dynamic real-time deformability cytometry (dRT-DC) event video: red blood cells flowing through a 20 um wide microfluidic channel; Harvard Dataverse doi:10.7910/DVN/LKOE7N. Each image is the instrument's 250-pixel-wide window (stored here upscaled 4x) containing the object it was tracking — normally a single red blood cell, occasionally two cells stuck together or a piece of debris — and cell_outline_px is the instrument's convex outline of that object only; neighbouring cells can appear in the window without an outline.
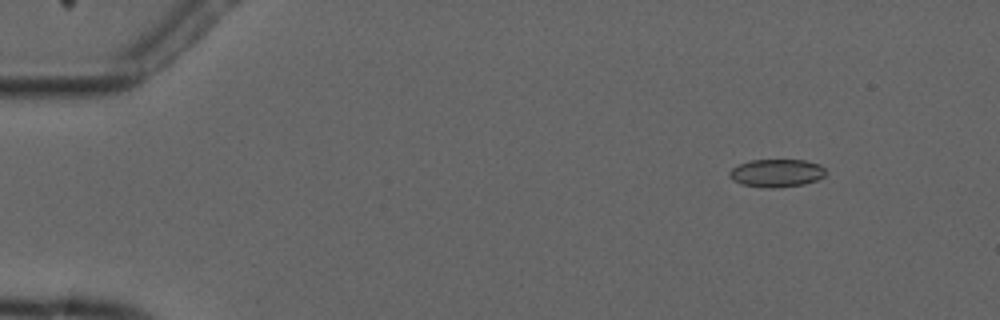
{"species": "common noctule bat (a hibernating species)", "species_latin": "Nyctalus noctula", "temperature_condition": "cold", "stored_images_in_passage": 7, "camera_frame_rate_fps": 3000, "um_per_image_px": 0.085, "animal": {"sex": "male", "forearm_length_mm": 52.5}, "frame": {"image": 1, "passage_image": 3, "time_ms": 2.0, "image_size_px": [1000, 320], "cell_outline_px": [[824, 176], [816, 180], [804, 184], [776, 188], [768, 188], [740, 184], [732, 180], [728, 176], [728, 172], [732, 168], [740, 164], [752, 160], [804, 160], [820, 164], [824, 168]], "centroid_in_image_um": [65.98, 14.71], "position_along_channel_um": 19.0, "area_um2": 15.66}}
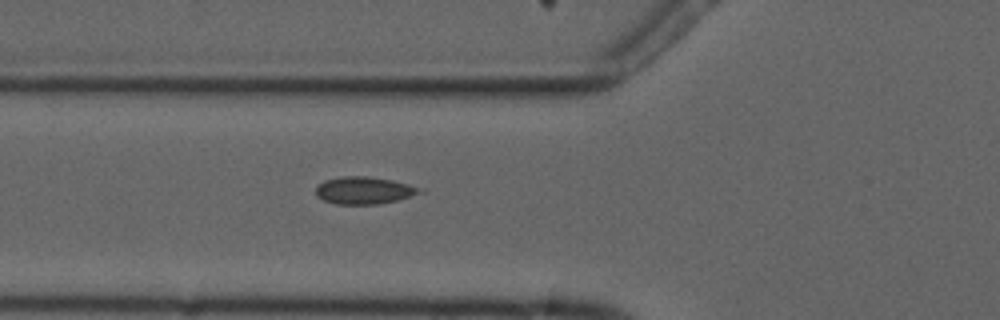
{"frame": {"image": 2, "passage_image": 7, "time_ms": 6.667, "image_size_px": [1000, 320], "cell_outline_px": [[424, 192], [400, 200], [380, 204], [336, 204], [324, 200], [316, 196], [316, 184], [324, 180], [344, 176], [368, 176], [392, 180], [424, 188]], "centroid_in_image_um": [30.97, 16.18], "position_along_channel_um": 94.8, "area_um2": 16.82}}